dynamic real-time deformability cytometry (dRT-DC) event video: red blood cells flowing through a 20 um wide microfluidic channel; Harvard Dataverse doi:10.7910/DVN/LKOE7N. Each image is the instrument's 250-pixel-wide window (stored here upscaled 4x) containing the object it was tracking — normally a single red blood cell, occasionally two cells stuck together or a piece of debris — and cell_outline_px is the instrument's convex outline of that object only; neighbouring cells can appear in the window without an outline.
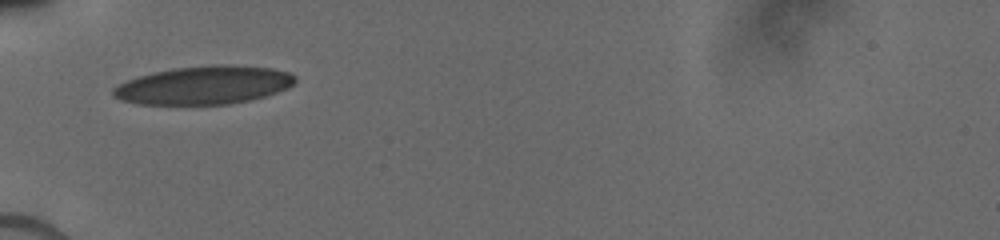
{"species": "human", "species_latin": "Homo sapiens", "temperature_condition": "cold", "stored_images_in_passage": 29, "camera_frame_rate_fps": 3000, "um_per_image_px": 0.085, "donor": {"sex": "male"}, "frame": {"image": 1, "passage_image": 1, "time_ms": 0.0, "image_size_px": [1000, 240], "cell_outline_px": [[296, 80], [288, 88], [264, 96], [248, 100], [228, 104], [140, 104], [120, 100], [112, 96], [112, 88], [128, 80], [152, 72], [172, 68], [216, 64], [232, 64], [272, 68], [288, 72], [296, 76]], "centroid_in_image_um": [17.33, 7.23], "position_along_channel_um": 67.7, "area_um2": 40.58}}
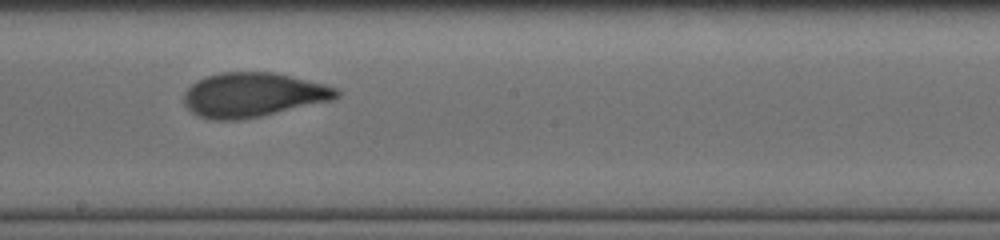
{"frame": {"image": 2, "passage_image": 16, "time_ms": 4.0, "image_size_px": [1000, 240], "cell_outline_px": [[340, 96], [332, 100], [260, 116], [240, 120], [212, 120], [196, 116], [184, 104], [184, 92], [196, 80], [204, 76], [220, 72], [276, 72], [324, 84], [336, 88], [340, 92]], "centroid_in_image_um": [21.47, 8.06], "position_along_channel_um": 226.7, "area_um2": 39.59}}
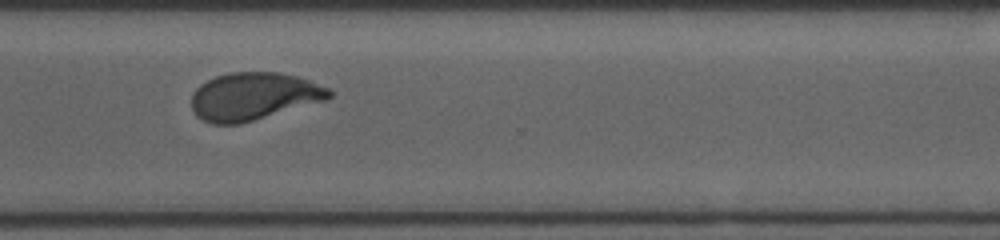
{"frame": {"image": 3, "passage_image": 28, "time_ms": 7.0, "image_size_px": [1000, 240], "cell_outline_px": [[332, 96], [328, 100], [240, 124], [212, 124], [196, 116], [192, 108], [192, 92], [200, 84], [216, 76], [232, 72], [280, 72], [300, 76], [312, 80], [328, 88], [332, 92]], "centroid_in_image_um": [21.59, 8.18], "position_along_channel_um": 349.0, "area_um2": 38.61}}